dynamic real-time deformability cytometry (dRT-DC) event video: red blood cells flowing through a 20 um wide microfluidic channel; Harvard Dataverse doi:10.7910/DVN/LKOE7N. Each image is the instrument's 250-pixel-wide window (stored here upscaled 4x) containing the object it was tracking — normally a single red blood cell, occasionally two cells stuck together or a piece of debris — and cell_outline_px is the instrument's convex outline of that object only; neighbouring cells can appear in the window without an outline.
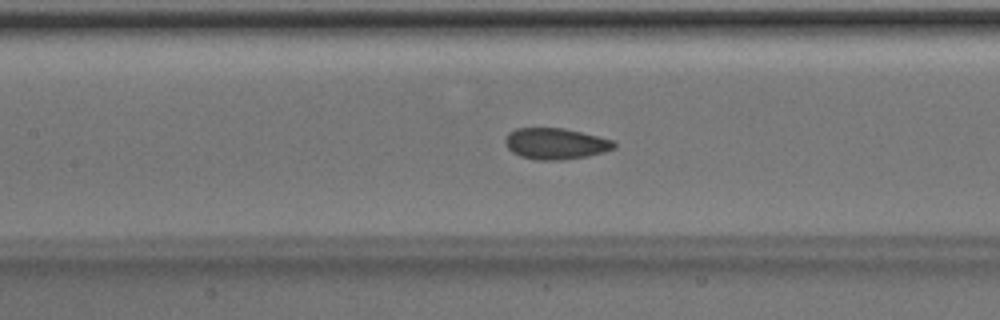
{"species": "Egyptian fruit bat (a non-hibernating species)", "species_latin": "Rousettus aegyptiacus", "temperature_condition": "room temperature", "stored_images_in_passage": 50, "camera_frame_rate_fps": 3000, "um_per_image_px": 0.085, "animal": {"sex": "male"}, "frame": {"image": 1, "passage_image": 23, "time_ms": 7.333, "image_size_px": [1000, 320], "cell_outline_px": [[616, 148], [604, 152], [588, 156], [560, 160], [536, 160], [520, 156], [512, 152], [504, 144], [504, 140], [508, 132], [516, 128], [564, 128], [612, 140], [616, 144]], "centroid_in_image_um": [47.19, 12.21], "position_along_channel_um": 160.2, "area_um2": 19.83}}
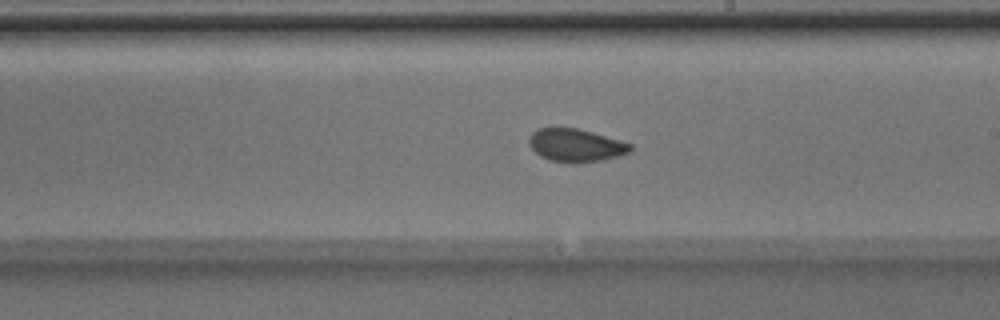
{"frame": {"image": 2, "passage_image": 29, "time_ms": 9.333, "image_size_px": [1000, 320], "cell_outline_px": [[632, 152], [620, 156], [580, 164], [572, 164], [548, 160], [540, 156], [528, 144], [528, 136], [536, 128], [576, 128], [592, 132], [632, 144]], "centroid_in_image_um": [48.92, 12.37], "position_along_channel_um": 240.1, "area_um2": 19.77}}
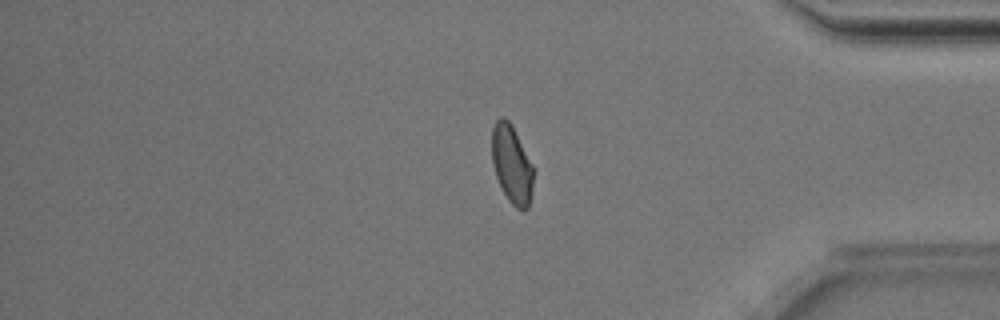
{"frame": {"image": 3, "passage_image": 42, "time_ms": 13.667, "image_size_px": [1000, 320], "cell_outline_px": [[536, 168], [532, 196], [528, 208], [516, 208], [508, 200], [496, 176], [492, 164], [492, 128], [496, 120], [500, 116], [504, 116], [512, 124]], "centroid_in_image_um": [43.55, 13.94], "position_along_channel_um": 391.7, "area_um2": 19.54}, "authors_computed_cell_mechanics": {"area_um2": 19.8543, "velocity_mm_per_s": 4.0159, "shape_relaxation_time_tau1_ms": 8.0968, "shape_relaxation_time_tau2_ms": 1.3353, "deformation_change_tau1": 0.1569, "deformation_change_tau2": 0.0522}}